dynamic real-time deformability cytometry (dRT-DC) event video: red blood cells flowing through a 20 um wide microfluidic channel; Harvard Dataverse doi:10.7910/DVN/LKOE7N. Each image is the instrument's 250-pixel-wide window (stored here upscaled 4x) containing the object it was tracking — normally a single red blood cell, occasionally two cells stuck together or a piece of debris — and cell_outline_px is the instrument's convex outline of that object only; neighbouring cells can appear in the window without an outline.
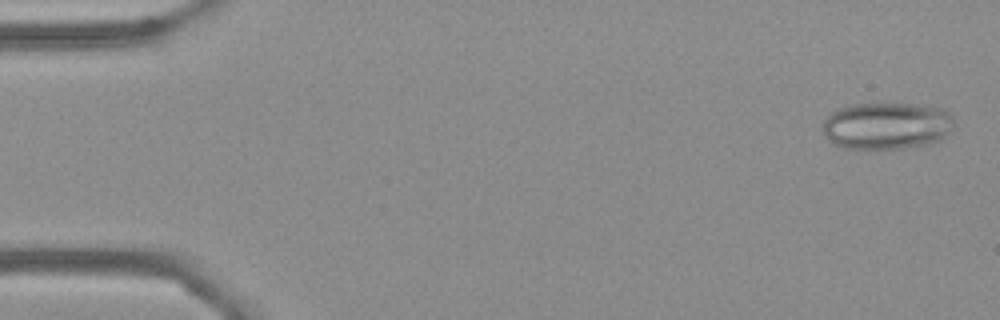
{"species": "Egyptian fruit bat (a non-hibernating species)", "species_latin": "Rousettus aegyptiacus", "temperature_condition": "cold", "stored_images_in_passage": 55, "camera_frame_rate_fps": 3000, "um_per_image_px": 0.085, "frame": {"image": 1, "passage_image": 2, "time_ms": 0.333, "image_size_px": [1000, 320], "cell_outline_px": [[952, 128], [940, 140], [932, 144], [904, 148], [844, 148], [828, 140], [824, 132], [824, 120], [832, 112], [840, 108], [852, 104], [912, 104], [944, 108], [952, 116]], "centroid_in_image_um": [75.39, 10.69], "position_along_channel_um": 9.6, "area_um2": 35.78}}
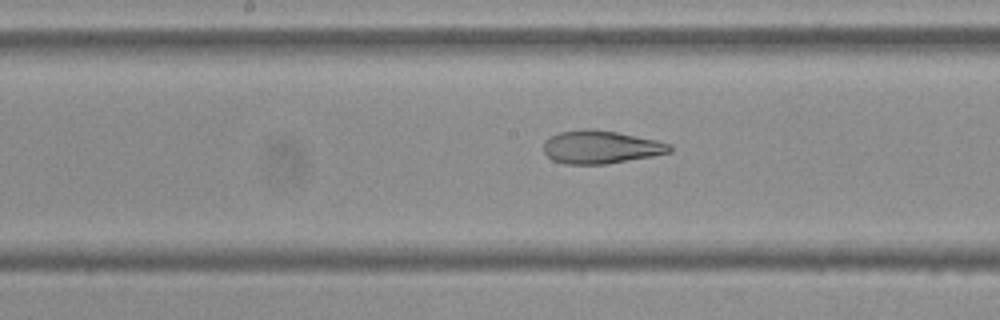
{"frame": {"image": 2, "passage_image": 28, "time_ms": 9.0, "image_size_px": [1000, 320], "cell_outline_px": [[672, 152], [652, 156], [604, 164], [564, 164], [552, 160], [544, 152], [544, 140], [548, 136], [560, 132], [584, 128], [592, 128], [616, 132], [656, 140], [672, 144]], "centroid_in_image_um": [51.04, 12.49], "position_along_channel_um": 197.2, "area_um2": 24.39}}
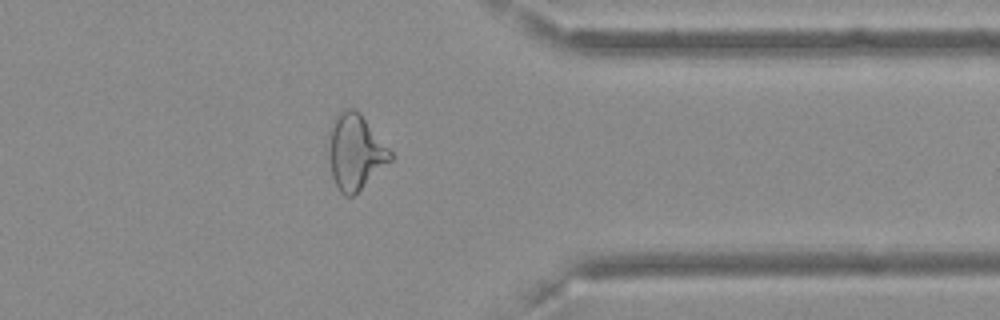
{"frame": {"image": 3, "passage_image": 44, "time_ms": 14.333, "image_size_px": [1000, 320], "cell_outline_px": [[392, 160], [352, 196], [344, 196], [340, 192], [332, 176], [328, 156], [328, 132], [332, 120], [344, 108], [356, 108], [360, 112], [392, 152]], "centroid_in_image_um": [30.17, 12.87], "position_along_channel_um": 381.2, "area_um2": 27.22}, "authors_computed_cell_mechanics": {"area_um2": 28.8422, "velocity_mm_per_s": 3.6392, "shape_relaxation_time_tau1_ms": null, "shape_relaxation_time_tau2_ms": 2.4892, "deformation_change_tau1": null, "deformation_change_tau2": 0.1055}}